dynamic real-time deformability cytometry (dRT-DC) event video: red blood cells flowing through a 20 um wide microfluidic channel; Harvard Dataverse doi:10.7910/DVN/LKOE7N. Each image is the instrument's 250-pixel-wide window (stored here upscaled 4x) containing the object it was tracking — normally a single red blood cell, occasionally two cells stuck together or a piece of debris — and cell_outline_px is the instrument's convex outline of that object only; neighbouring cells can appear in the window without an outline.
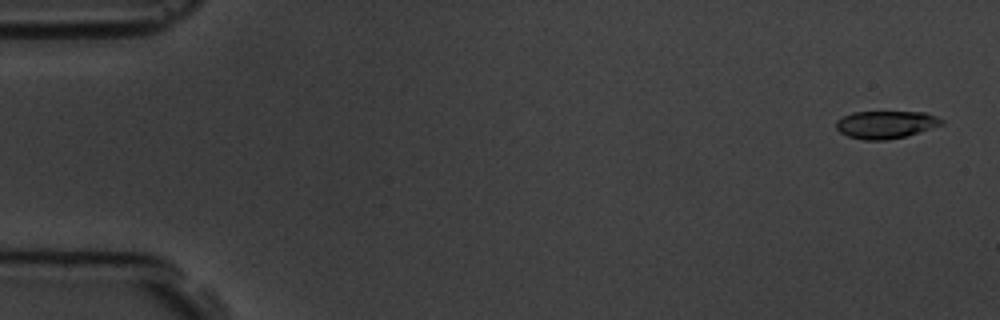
{"species": "common noctule bat (a hibernating species)", "species_latin": "Nyctalus noctula", "temperature_condition": "room temperature", "stored_images_in_passage": 5, "camera_frame_rate_fps": 3000, "um_per_image_px": 0.085, "animal": {"sex": "male", "body_mass_g": 19.5, "forearm_length_mm": 54.6}, "frame": {"image": 1, "passage_image": 1, "time_ms": 0.0, "image_size_px": [1000, 320], "cell_outline_px": [[944, 124], [904, 136], [884, 140], [864, 140], [848, 136], [840, 132], [836, 128], [836, 120], [852, 112], [924, 112], [936, 116], [944, 120]], "centroid_in_image_um": [75.27, 10.58], "position_along_channel_um": 9.7, "area_um2": 16.82}}
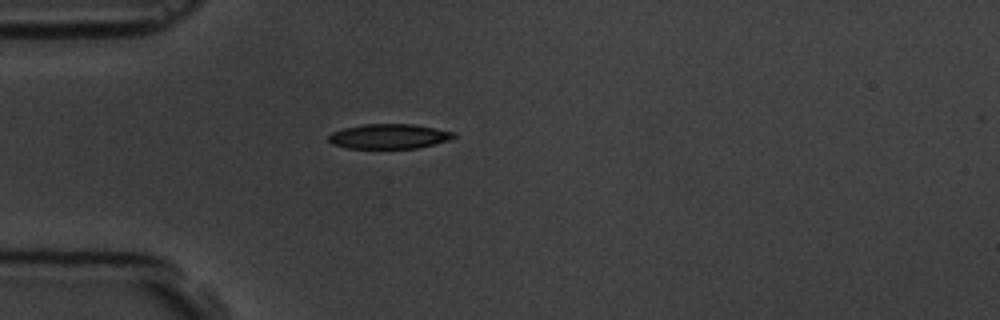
{"frame": {"image": 2, "passage_image": 5, "time_ms": 4.667, "image_size_px": [1000, 320], "cell_outline_px": [[456, 136], [452, 140], [416, 148], [348, 148], [332, 144], [328, 140], [328, 136], [332, 132], [344, 128], [364, 124], [416, 124], [456, 132]], "centroid_in_image_um": [33.11, 11.58], "position_along_channel_um": 51.9, "area_um2": 18.21}}